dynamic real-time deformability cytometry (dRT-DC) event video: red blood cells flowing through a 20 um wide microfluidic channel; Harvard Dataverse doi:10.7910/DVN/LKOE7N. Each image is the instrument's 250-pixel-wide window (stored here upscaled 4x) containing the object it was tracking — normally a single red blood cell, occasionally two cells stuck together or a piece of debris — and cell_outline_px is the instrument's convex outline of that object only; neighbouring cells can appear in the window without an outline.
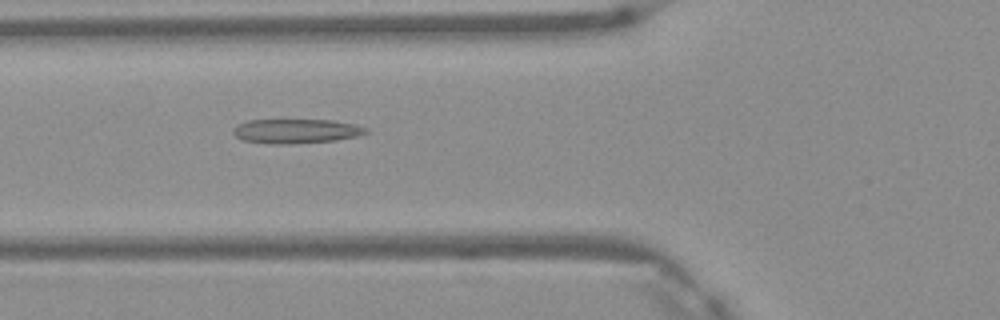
{"species": "Egyptian fruit bat (a non-hibernating species)", "species_latin": "Rousettus aegyptiacus", "temperature_condition": "warm", "stored_images_in_passage": 6, "camera_frame_rate_fps": 3000, "um_per_image_px": 0.085, "frame": {"image": 1, "passage_image": 5, "time_ms": 1.333, "image_size_px": [1000, 320], "cell_outline_px": [[368, 132], [356, 136], [336, 140], [292, 144], [272, 144], [244, 140], [236, 136], [232, 132], [232, 128], [248, 120], [332, 120], [356, 124], [368, 128]], "centroid_in_image_um": [25.19, 11.14], "position_along_channel_um": 100.6, "area_um2": 18.84}}
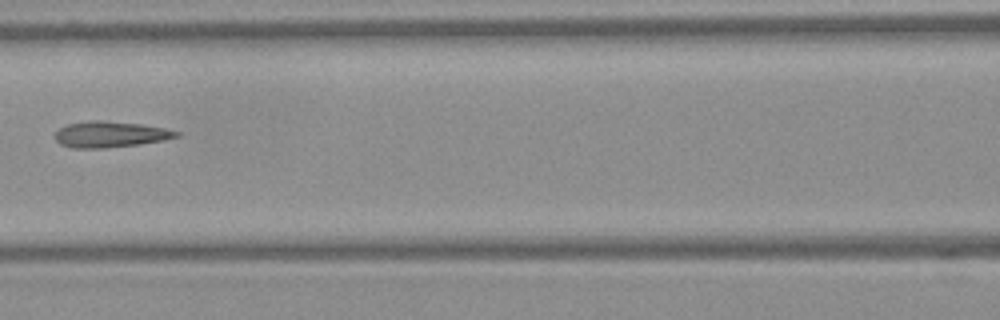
{"frame": {"image": 2, "passage_image": 6, "time_ms": 1.667, "image_size_px": [1000, 320], "cell_outline_px": [[180, 136], [164, 140], [140, 144], [104, 148], [72, 148], [60, 144], [52, 136], [60, 128], [68, 124], [92, 120], [104, 120], [140, 124], [164, 128], [180, 132]], "centroid_in_image_um": [9.35, 11.42], "position_along_channel_um": 157.2, "area_um2": 18.44}}